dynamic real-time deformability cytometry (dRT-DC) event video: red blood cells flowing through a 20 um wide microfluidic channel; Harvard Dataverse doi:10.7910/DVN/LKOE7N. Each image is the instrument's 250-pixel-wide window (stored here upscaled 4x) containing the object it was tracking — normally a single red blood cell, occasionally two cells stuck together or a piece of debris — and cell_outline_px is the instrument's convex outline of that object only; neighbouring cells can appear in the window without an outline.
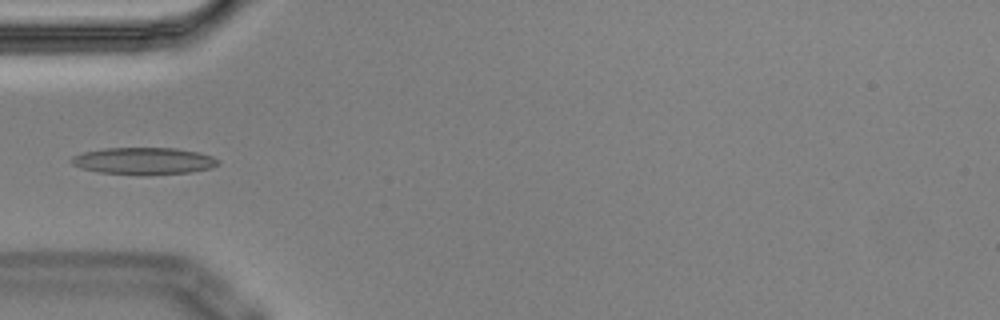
{"species": "Egyptian fruit bat (a non-hibernating species)", "species_latin": "Rousettus aegyptiacus", "temperature_condition": "cold", "stored_images_in_passage": 7, "camera_frame_rate_fps": 3000, "um_per_image_px": 0.085, "animal": {"sex": "male"}, "frame": {"image": 1, "passage_image": 7, "time_ms": 2.0, "image_size_px": [1000, 320], "cell_outline_px": [[220, 164], [212, 168], [188, 172], [140, 176], [136, 176], [100, 172], [80, 168], [72, 164], [72, 156], [84, 152], [104, 148], [176, 148], [196, 152], [212, 156], [220, 160]], "centroid_in_image_um": [12.23, 13.69], "position_along_channel_um": 72.8, "area_um2": 23.29}}